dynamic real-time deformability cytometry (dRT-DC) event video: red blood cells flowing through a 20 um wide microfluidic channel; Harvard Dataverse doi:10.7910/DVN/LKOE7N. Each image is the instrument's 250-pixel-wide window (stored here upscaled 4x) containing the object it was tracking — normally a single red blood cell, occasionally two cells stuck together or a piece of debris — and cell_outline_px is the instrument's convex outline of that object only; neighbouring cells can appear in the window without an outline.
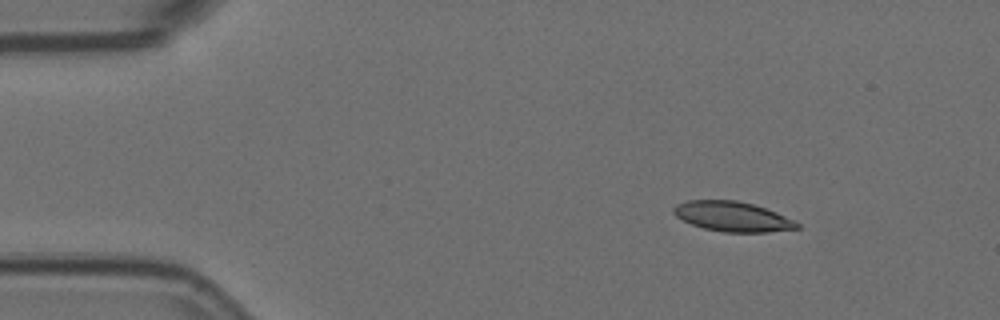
{"species": "Egyptian fruit bat (a non-hibernating species)", "species_latin": "Rousettus aegyptiacus", "temperature_condition": "room temperature", "stored_images_in_passage": 6, "camera_frame_rate_fps": 3000, "um_per_image_px": 0.085, "animal": {"sex": "female"}, "frame": {"image": 1, "passage_image": 3, "time_ms": 0.667, "image_size_px": [1000, 320], "cell_outline_px": [[800, 228], [768, 232], [724, 232], [704, 228], [692, 224], [676, 216], [672, 212], [672, 208], [676, 204], [688, 200], [736, 200], [752, 204], [776, 212], [796, 220], [800, 224]], "centroid_in_image_um": [62.27, 18.4], "position_along_channel_um": 22.7, "area_um2": 21.5}}
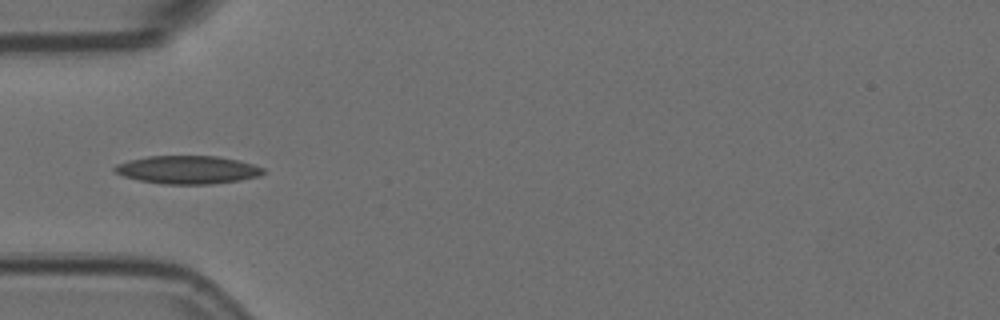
{"frame": {"image": 2, "passage_image": 6, "time_ms": 1.667, "image_size_px": [1000, 320], "cell_outline_px": [[268, 172], [260, 176], [240, 180], [212, 184], [160, 184], [140, 180], [124, 176], [116, 172], [112, 168], [116, 164], [128, 160], [148, 156], [216, 156], [240, 160], [264, 168]], "centroid_in_image_um": [15.98, 14.43], "position_along_channel_um": 69.0, "area_um2": 24.51}}